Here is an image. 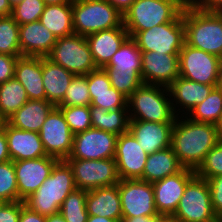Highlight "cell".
<instances>
[{"mask_svg": "<svg viewBox=\"0 0 222 222\" xmlns=\"http://www.w3.org/2000/svg\"><path fill=\"white\" fill-rule=\"evenodd\" d=\"M183 117L177 116L174 121L171 147L184 168L196 171L219 138L215 124Z\"/></svg>", "mask_w": 222, "mask_h": 222, "instance_id": "1", "label": "cell"}, {"mask_svg": "<svg viewBox=\"0 0 222 222\" xmlns=\"http://www.w3.org/2000/svg\"><path fill=\"white\" fill-rule=\"evenodd\" d=\"M75 189L71 166L66 160H59L50 176L24 200V204L33 212L41 215H54L60 212L63 201Z\"/></svg>", "mask_w": 222, "mask_h": 222, "instance_id": "2", "label": "cell"}, {"mask_svg": "<svg viewBox=\"0 0 222 222\" xmlns=\"http://www.w3.org/2000/svg\"><path fill=\"white\" fill-rule=\"evenodd\" d=\"M183 22L188 45L222 59V13L206 12L187 3Z\"/></svg>", "mask_w": 222, "mask_h": 222, "instance_id": "3", "label": "cell"}, {"mask_svg": "<svg viewBox=\"0 0 222 222\" xmlns=\"http://www.w3.org/2000/svg\"><path fill=\"white\" fill-rule=\"evenodd\" d=\"M127 107L130 120L164 123L177 117L166 86L143 83L128 97Z\"/></svg>", "mask_w": 222, "mask_h": 222, "instance_id": "4", "label": "cell"}, {"mask_svg": "<svg viewBox=\"0 0 222 222\" xmlns=\"http://www.w3.org/2000/svg\"><path fill=\"white\" fill-rule=\"evenodd\" d=\"M186 4L184 0H136L123 15V25L127 32H140L173 22Z\"/></svg>", "mask_w": 222, "mask_h": 222, "instance_id": "5", "label": "cell"}, {"mask_svg": "<svg viewBox=\"0 0 222 222\" xmlns=\"http://www.w3.org/2000/svg\"><path fill=\"white\" fill-rule=\"evenodd\" d=\"M74 34L87 36L124 27L123 15L106 0H72Z\"/></svg>", "mask_w": 222, "mask_h": 222, "instance_id": "6", "label": "cell"}, {"mask_svg": "<svg viewBox=\"0 0 222 222\" xmlns=\"http://www.w3.org/2000/svg\"><path fill=\"white\" fill-rule=\"evenodd\" d=\"M141 52L179 54L185 40L182 14L173 22L163 23L140 32H128Z\"/></svg>", "mask_w": 222, "mask_h": 222, "instance_id": "7", "label": "cell"}, {"mask_svg": "<svg viewBox=\"0 0 222 222\" xmlns=\"http://www.w3.org/2000/svg\"><path fill=\"white\" fill-rule=\"evenodd\" d=\"M178 222H216L206 179L195 175L185 187L177 209L171 216Z\"/></svg>", "mask_w": 222, "mask_h": 222, "instance_id": "8", "label": "cell"}, {"mask_svg": "<svg viewBox=\"0 0 222 222\" xmlns=\"http://www.w3.org/2000/svg\"><path fill=\"white\" fill-rule=\"evenodd\" d=\"M47 58L75 75L97 69L86 36L77 34L58 38Z\"/></svg>", "mask_w": 222, "mask_h": 222, "instance_id": "9", "label": "cell"}, {"mask_svg": "<svg viewBox=\"0 0 222 222\" xmlns=\"http://www.w3.org/2000/svg\"><path fill=\"white\" fill-rule=\"evenodd\" d=\"M66 161L73 170L77 189L90 191L100 187L113 186L120 181L114 158L99 160L66 159Z\"/></svg>", "mask_w": 222, "mask_h": 222, "instance_id": "10", "label": "cell"}, {"mask_svg": "<svg viewBox=\"0 0 222 222\" xmlns=\"http://www.w3.org/2000/svg\"><path fill=\"white\" fill-rule=\"evenodd\" d=\"M221 59L186 42L179 53V76L206 85H217Z\"/></svg>", "mask_w": 222, "mask_h": 222, "instance_id": "11", "label": "cell"}, {"mask_svg": "<svg viewBox=\"0 0 222 222\" xmlns=\"http://www.w3.org/2000/svg\"><path fill=\"white\" fill-rule=\"evenodd\" d=\"M122 218L159 215L154 200L152 183L141 179L120 180Z\"/></svg>", "mask_w": 222, "mask_h": 222, "instance_id": "12", "label": "cell"}, {"mask_svg": "<svg viewBox=\"0 0 222 222\" xmlns=\"http://www.w3.org/2000/svg\"><path fill=\"white\" fill-rule=\"evenodd\" d=\"M117 135L97 128L74 134L73 148L67 159L99 160L115 157Z\"/></svg>", "mask_w": 222, "mask_h": 222, "instance_id": "13", "label": "cell"}, {"mask_svg": "<svg viewBox=\"0 0 222 222\" xmlns=\"http://www.w3.org/2000/svg\"><path fill=\"white\" fill-rule=\"evenodd\" d=\"M39 135L48 156L59 160H66L70 156L74 134L57 106L48 114Z\"/></svg>", "mask_w": 222, "mask_h": 222, "instance_id": "14", "label": "cell"}, {"mask_svg": "<svg viewBox=\"0 0 222 222\" xmlns=\"http://www.w3.org/2000/svg\"><path fill=\"white\" fill-rule=\"evenodd\" d=\"M59 159L44 156L36 159L14 161L18 186V201H24L33 194L50 176Z\"/></svg>", "mask_w": 222, "mask_h": 222, "instance_id": "15", "label": "cell"}, {"mask_svg": "<svg viewBox=\"0 0 222 222\" xmlns=\"http://www.w3.org/2000/svg\"><path fill=\"white\" fill-rule=\"evenodd\" d=\"M146 153L130 131L117 137L115 162L120 180L140 179L146 164Z\"/></svg>", "mask_w": 222, "mask_h": 222, "instance_id": "16", "label": "cell"}, {"mask_svg": "<svg viewBox=\"0 0 222 222\" xmlns=\"http://www.w3.org/2000/svg\"><path fill=\"white\" fill-rule=\"evenodd\" d=\"M196 175L195 171L183 168L180 172L152 183L155 207L161 216L171 217L178 207L187 183Z\"/></svg>", "mask_w": 222, "mask_h": 222, "instance_id": "17", "label": "cell"}, {"mask_svg": "<svg viewBox=\"0 0 222 222\" xmlns=\"http://www.w3.org/2000/svg\"><path fill=\"white\" fill-rule=\"evenodd\" d=\"M179 77V54L142 52L141 79L144 84L168 87Z\"/></svg>", "mask_w": 222, "mask_h": 222, "instance_id": "18", "label": "cell"}, {"mask_svg": "<svg viewBox=\"0 0 222 222\" xmlns=\"http://www.w3.org/2000/svg\"><path fill=\"white\" fill-rule=\"evenodd\" d=\"M174 122L156 123L130 120L129 131L136 138L141 148L148 154L171 146Z\"/></svg>", "mask_w": 222, "mask_h": 222, "instance_id": "19", "label": "cell"}, {"mask_svg": "<svg viewBox=\"0 0 222 222\" xmlns=\"http://www.w3.org/2000/svg\"><path fill=\"white\" fill-rule=\"evenodd\" d=\"M10 159L14 161L48 156L37 132L17 129L4 121Z\"/></svg>", "mask_w": 222, "mask_h": 222, "instance_id": "20", "label": "cell"}, {"mask_svg": "<svg viewBox=\"0 0 222 222\" xmlns=\"http://www.w3.org/2000/svg\"><path fill=\"white\" fill-rule=\"evenodd\" d=\"M57 38L40 21L19 25V45L22 56L47 57Z\"/></svg>", "mask_w": 222, "mask_h": 222, "instance_id": "21", "label": "cell"}, {"mask_svg": "<svg viewBox=\"0 0 222 222\" xmlns=\"http://www.w3.org/2000/svg\"><path fill=\"white\" fill-rule=\"evenodd\" d=\"M216 86L217 85L201 84L195 81L188 80L181 76L177 77L168 86L175 115L178 116L180 114L178 112L179 110H181L180 108H182V110L184 109L183 112L185 113V116L188 115L195 106L205 100L212 89ZM177 104H179L180 107ZM176 106L179 107L178 110L175 109L177 108ZM185 110L187 113L185 112Z\"/></svg>", "mask_w": 222, "mask_h": 222, "instance_id": "22", "label": "cell"}, {"mask_svg": "<svg viewBox=\"0 0 222 222\" xmlns=\"http://www.w3.org/2000/svg\"><path fill=\"white\" fill-rule=\"evenodd\" d=\"M129 37L125 27L106 29L87 35L86 39L97 68H103Z\"/></svg>", "mask_w": 222, "mask_h": 222, "instance_id": "23", "label": "cell"}, {"mask_svg": "<svg viewBox=\"0 0 222 222\" xmlns=\"http://www.w3.org/2000/svg\"><path fill=\"white\" fill-rule=\"evenodd\" d=\"M86 210L88 215L103 216L121 222L122 209L118 184L87 191Z\"/></svg>", "mask_w": 222, "mask_h": 222, "instance_id": "24", "label": "cell"}, {"mask_svg": "<svg viewBox=\"0 0 222 222\" xmlns=\"http://www.w3.org/2000/svg\"><path fill=\"white\" fill-rule=\"evenodd\" d=\"M14 78L25 88L29 100H46L42 81V57H18Z\"/></svg>", "mask_w": 222, "mask_h": 222, "instance_id": "25", "label": "cell"}, {"mask_svg": "<svg viewBox=\"0 0 222 222\" xmlns=\"http://www.w3.org/2000/svg\"><path fill=\"white\" fill-rule=\"evenodd\" d=\"M55 105L47 100H28L6 122L20 130L39 133Z\"/></svg>", "mask_w": 222, "mask_h": 222, "instance_id": "26", "label": "cell"}, {"mask_svg": "<svg viewBox=\"0 0 222 222\" xmlns=\"http://www.w3.org/2000/svg\"><path fill=\"white\" fill-rule=\"evenodd\" d=\"M42 76L46 100L57 106L64 99L65 92L75 74L47 57H42Z\"/></svg>", "mask_w": 222, "mask_h": 222, "instance_id": "27", "label": "cell"}, {"mask_svg": "<svg viewBox=\"0 0 222 222\" xmlns=\"http://www.w3.org/2000/svg\"><path fill=\"white\" fill-rule=\"evenodd\" d=\"M184 167L178 161L172 147L148 154L143 175L140 178L153 183L180 172Z\"/></svg>", "mask_w": 222, "mask_h": 222, "instance_id": "28", "label": "cell"}, {"mask_svg": "<svg viewBox=\"0 0 222 222\" xmlns=\"http://www.w3.org/2000/svg\"><path fill=\"white\" fill-rule=\"evenodd\" d=\"M39 21L57 39L73 35L72 3L45 5Z\"/></svg>", "mask_w": 222, "mask_h": 222, "instance_id": "29", "label": "cell"}, {"mask_svg": "<svg viewBox=\"0 0 222 222\" xmlns=\"http://www.w3.org/2000/svg\"><path fill=\"white\" fill-rule=\"evenodd\" d=\"M92 128L104 130L117 136L129 131L128 109L107 110L103 107L90 105Z\"/></svg>", "mask_w": 222, "mask_h": 222, "instance_id": "30", "label": "cell"}, {"mask_svg": "<svg viewBox=\"0 0 222 222\" xmlns=\"http://www.w3.org/2000/svg\"><path fill=\"white\" fill-rule=\"evenodd\" d=\"M28 100L25 88L15 78L0 84V118L6 121Z\"/></svg>", "mask_w": 222, "mask_h": 222, "instance_id": "31", "label": "cell"}, {"mask_svg": "<svg viewBox=\"0 0 222 222\" xmlns=\"http://www.w3.org/2000/svg\"><path fill=\"white\" fill-rule=\"evenodd\" d=\"M141 56L142 52L137 47L136 42L129 37L103 68L141 74Z\"/></svg>", "mask_w": 222, "mask_h": 222, "instance_id": "32", "label": "cell"}, {"mask_svg": "<svg viewBox=\"0 0 222 222\" xmlns=\"http://www.w3.org/2000/svg\"><path fill=\"white\" fill-rule=\"evenodd\" d=\"M222 114V89L217 86L203 102L195 106L189 113V118L196 122L216 124Z\"/></svg>", "mask_w": 222, "mask_h": 222, "instance_id": "33", "label": "cell"}, {"mask_svg": "<svg viewBox=\"0 0 222 222\" xmlns=\"http://www.w3.org/2000/svg\"><path fill=\"white\" fill-rule=\"evenodd\" d=\"M87 191L75 189L65 198L60 208V214L66 222H87L88 212L86 210Z\"/></svg>", "mask_w": 222, "mask_h": 222, "instance_id": "34", "label": "cell"}, {"mask_svg": "<svg viewBox=\"0 0 222 222\" xmlns=\"http://www.w3.org/2000/svg\"><path fill=\"white\" fill-rule=\"evenodd\" d=\"M0 54L22 56L19 45V24L13 17H0Z\"/></svg>", "mask_w": 222, "mask_h": 222, "instance_id": "35", "label": "cell"}, {"mask_svg": "<svg viewBox=\"0 0 222 222\" xmlns=\"http://www.w3.org/2000/svg\"><path fill=\"white\" fill-rule=\"evenodd\" d=\"M90 103L86 75H75L65 92L64 99L57 106H88Z\"/></svg>", "mask_w": 222, "mask_h": 222, "instance_id": "36", "label": "cell"}, {"mask_svg": "<svg viewBox=\"0 0 222 222\" xmlns=\"http://www.w3.org/2000/svg\"><path fill=\"white\" fill-rule=\"evenodd\" d=\"M108 74L111 86L127 98L143 84L139 72H125L113 68H103Z\"/></svg>", "mask_w": 222, "mask_h": 222, "instance_id": "37", "label": "cell"}, {"mask_svg": "<svg viewBox=\"0 0 222 222\" xmlns=\"http://www.w3.org/2000/svg\"><path fill=\"white\" fill-rule=\"evenodd\" d=\"M73 134L83 132L92 127L90 105L88 106H57Z\"/></svg>", "mask_w": 222, "mask_h": 222, "instance_id": "38", "label": "cell"}, {"mask_svg": "<svg viewBox=\"0 0 222 222\" xmlns=\"http://www.w3.org/2000/svg\"><path fill=\"white\" fill-rule=\"evenodd\" d=\"M0 198L5 202L18 201V186L12 160L0 163Z\"/></svg>", "mask_w": 222, "mask_h": 222, "instance_id": "39", "label": "cell"}, {"mask_svg": "<svg viewBox=\"0 0 222 222\" xmlns=\"http://www.w3.org/2000/svg\"><path fill=\"white\" fill-rule=\"evenodd\" d=\"M44 7L43 0H24L12 8L11 16L19 25L39 21Z\"/></svg>", "mask_w": 222, "mask_h": 222, "instance_id": "40", "label": "cell"}, {"mask_svg": "<svg viewBox=\"0 0 222 222\" xmlns=\"http://www.w3.org/2000/svg\"><path fill=\"white\" fill-rule=\"evenodd\" d=\"M203 179L222 175V141H219L207 154L202 164L195 171Z\"/></svg>", "mask_w": 222, "mask_h": 222, "instance_id": "41", "label": "cell"}, {"mask_svg": "<svg viewBox=\"0 0 222 222\" xmlns=\"http://www.w3.org/2000/svg\"><path fill=\"white\" fill-rule=\"evenodd\" d=\"M89 95L91 98L90 105L103 107L109 111L116 109H128V98L112 86L106 93Z\"/></svg>", "mask_w": 222, "mask_h": 222, "instance_id": "42", "label": "cell"}, {"mask_svg": "<svg viewBox=\"0 0 222 222\" xmlns=\"http://www.w3.org/2000/svg\"><path fill=\"white\" fill-rule=\"evenodd\" d=\"M86 77L89 94L106 93L111 87L108 74L103 68H97L96 70L89 72Z\"/></svg>", "mask_w": 222, "mask_h": 222, "instance_id": "43", "label": "cell"}, {"mask_svg": "<svg viewBox=\"0 0 222 222\" xmlns=\"http://www.w3.org/2000/svg\"><path fill=\"white\" fill-rule=\"evenodd\" d=\"M215 215L222 218V175L207 179Z\"/></svg>", "mask_w": 222, "mask_h": 222, "instance_id": "44", "label": "cell"}, {"mask_svg": "<svg viewBox=\"0 0 222 222\" xmlns=\"http://www.w3.org/2000/svg\"><path fill=\"white\" fill-rule=\"evenodd\" d=\"M18 57L7 54H0V84L14 78L15 66Z\"/></svg>", "mask_w": 222, "mask_h": 222, "instance_id": "45", "label": "cell"}, {"mask_svg": "<svg viewBox=\"0 0 222 222\" xmlns=\"http://www.w3.org/2000/svg\"><path fill=\"white\" fill-rule=\"evenodd\" d=\"M21 201L5 202L0 207V222H19Z\"/></svg>", "mask_w": 222, "mask_h": 222, "instance_id": "46", "label": "cell"}, {"mask_svg": "<svg viewBox=\"0 0 222 222\" xmlns=\"http://www.w3.org/2000/svg\"><path fill=\"white\" fill-rule=\"evenodd\" d=\"M190 4L206 12L222 13V0H192Z\"/></svg>", "mask_w": 222, "mask_h": 222, "instance_id": "47", "label": "cell"}, {"mask_svg": "<svg viewBox=\"0 0 222 222\" xmlns=\"http://www.w3.org/2000/svg\"><path fill=\"white\" fill-rule=\"evenodd\" d=\"M19 222H46V216L33 212L27 206H25L24 201H21Z\"/></svg>", "mask_w": 222, "mask_h": 222, "instance_id": "48", "label": "cell"}, {"mask_svg": "<svg viewBox=\"0 0 222 222\" xmlns=\"http://www.w3.org/2000/svg\"><path fill=\"white\" fill-rule=\"evenodd\" d=\"M8 142L4 131V121L0 127V163L10 161Z\"/></svg>", "mask_w": 222, "mask_h": 222, "instance_id": "49", "label": "cell"}, {"mask_svg": "<svg viewBox=\"0 0 222 222\" xmlns=\"http://www.w3.org/2000/svg\"><path fill=\"white\" fill-rule=\"evenodd\" d=\"M115 7L122 15L131 7L136 0H106Z\"/></svg>", "mask_w": 222, "mask_h": 222, "instance_id": "50", "label": "cell"}, {"mask_svg": "<svg viewBox=\"0 0 222 222\" xmlns=\"http://www.w3.org/2000/svg\"><path fill=\"white\" fill-rule=\"evenodd\" d=\"M162 216H137L122 218L121 222H158Z\"/></svg>", "mask_w": 222, "mask_h": 222, "instance_id": "51", "label": "cell"}, {"mask_svg": "<svg viewBox=\"0 0 222 222\" xmlns=\"http://www.w3.org/2000/svg\"><path fill=\"white\" fill-rule=\"evenodd\" d=\"M12 14V7L8 0H0V17L10 16Z\"/></svg>", "mask_w": 222, "mask_h": 222, "instance_id": "52", "label": "cell"}, {"mask_svg": "<svg viewBox=\"0 0 222 222\" xmlns=\"http://www.w3.org/2000/svg\"><path fill=\"white\" fill-rule=\"evenodd\" d=\"M87 222H119L118 220L109 219L103 216H88Z\"/></svg>", "mask_w": 222, "mask_h": 222, "instance_id": "53", "label": "cell"}, {"mask_svg": "<svg viewBox=\"0 0 222 222\" xmlns=\"http://www.w3.org/2000/svg\"><path fill=\"white\" fill-rule=\"evenodd\" d=\"M46 222H66V220L60 213H57L54 215L46 216Z\"/></svg>", "mask_w": 222, "mask_h": 222, "instance_id": "54", "label": "cell"}, {"mask_svg": "<svg viewBox=\"0 0 222 222\" xmlns=\"http://www.w3.org/2000/svg\"><path fill=\"white\" fill-rule=\"evenodd\" d=\"M45 5H58L63 3H72V0H43Z\"/></svg>", "mask_w": 222, "mask_h": 222, "instance_id": "55", "label": "cell"}, {"mask_svg": "<svg viewBox=\"0 0 222 222\" xmlns=\"http://www.w3.org/2000/svg\"><path fill=\"white\" fill-rule=\"evenodd\" d=\"M215 126H216L219 141H222V114H221L218 122L215 124Z\"/></svg>", "mask_w": 222, "mask_h": 222, "instance_id": "56", "label": "cell"}, {"mask_svg": "<svg viewBox=\"0 0 222 222\" xmlns=\"http://www.w3.org/2000/svg\"><path fill=\"white\" fill-rule=\"evenodd\" d=\"M217 87L222 89V59H221L220 65H219Z\"/></svg>", "mask_w": 222, "mask_h": 222, "instance_id": "57", "label": "cell"}, {"mask_svg": "<svg viewBox=\"0 0 222 222\" xmlns=\"http://www.w3.org/2000/svg\"><path fill=\"white\" fill-rule=\"evenodd\" d=\"M158 222H178L176 219L173 217H168V216H162Z\"/></svg>", "mask_w": 222, "mask_h": 222, "instance_id": "58", "label": "cell"}, {"mask_svg": "<svg viewBox=\"0 0 222 222\" xmlns=\"http://www.w3.org/2000/svg\"><path fill=\"white\" fill-rule=\"evenodd\" d=\"M9 4L12 8H14L16 5L20 4L21 2H23L24 0H8Z\"/></svg>", "mask_w": 222, "mask_h": 222, "instance_id": "59", "label": "cell"}, {"mask_svg": "<svg viewBox=\"0 0 222 222\" xmlns=\"http://www.w3.org/2000/svg\"><path fill=\"white\" fill-rule=\"evenodd\" d=\"M5 203V201H3L1 198H0V207Z\"/></svg>", "mask_w": 222, "mask_h": 222, "instance_id": "60", "label": "cell"}, {"mask_svg": "<svg viewBox=\"0 0 222 222\" xmlns=\"http://www.w3.org/2000/svg\"><path fill=\"white\" fill-rule=\"evenodd\" d=\"M216 222H222V218H217Z\"/></svg>", "mask_w": 222, "mask_h": 222, "instance_id": "61", "label": "cell"}, {"mask_svg": "<svg viewBox=\"0 0 222 222\" xmlns=\"http://www.w3.org/2000/svg\"><path fill=\"white\" fill-rule=\"evenodd\" d=\"M3 124V120L0 118V127L2 126Z\"/></svg>", "mask_w": 222, "mask_h": 222, "instance_id": "62", "label": "cell"}, {"mask_svg": "<svg viewBox=\"0 0 222 222\" xmlns=\"http://www.w3.org/2000/svg\"><path fill=\"white\" fill-rule=\"evenodd\" d=\"M184 1H186L187 3H190L192 0H184Z\"/></svg>", "mask_w": 222, "mask_h": 222, "instance_id": "63", "label": "cell"}]
</instances>
